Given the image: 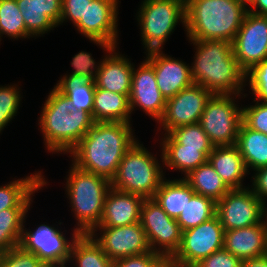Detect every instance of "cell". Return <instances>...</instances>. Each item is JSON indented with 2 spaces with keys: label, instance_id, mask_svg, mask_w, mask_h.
<instances>
[{
  "label": "cell",
  "instance_id": "obj_42",
  "mask_svg": "<svg viewBox=\"0 0 267 267\" xmlns=\"http://www.w3.org/2000/svg\"><path fill=\"white\" fill-rule=\"evenodd\" d=\"M242 262L223 248L202 259L194 267H242Z\"/></svg>",
  "mask_w": 267,
  "mask_h": 267
},
{
  "label": "cell",
  "instance_id": "obj_41",
  "mask_svg": "<svg viewBox=\"0 0 267 267\" xmlns=\"http://www.w3.org/2000/svg\"><path fill=\"white\" fill-rule=\"evenodd\" d=\"M101 61L98 63L92 57V54L85 51H80L74 55L71 61V66L74 68L69 74L81 75L86 77L88 80L94 81L96 74L99 71Z\"/></svg>",
  "mask_w": 267,
  "mask_h": 267
},
{
  "label": "cell",
  "instance_id": "obj_13",
  "mask_svg": "<svg viewBox=\"0 0 267 267\" xmlns=\"http://www.w3.org/2000/svg\"><path fill=\"white\" fill-rule=\"evenodd\" d=\"M23 226L20 244L25 250L34 253L42 262L67 264L71 247L79 233L73 228L72 237L68 240L56 224H40L35 230ZM57 226V227H56ZM27 229V230H26Z\"/></svg>",
  "mask_w": 267,
  "mask_h": 267
},
{
  "label": "cell",
  "instance_id": "obj_14",
  "mask_svg": "<svg viewBox=\"0 0 267 267\" xmlns=\"http://www.w3.org/2000/svg\"><path fill=\"white\" fill-rule=\"evenodd\" d=\"M232 49L238 66L247 73L267 59V16L246 13L233 42Z\"/></svg>",
  "mask_w": 267,
  "mask_h": 267
},
{
  "label": "cell",
  "instance_id": "obj_30",
  "mask_svg": "<svg viewBox=\"0 0 267 267\" xmlns=\"http://www.w3.org/2000/svg\"><path fill=\"white\" fill-rule=\"evenodd\" d=\"M183 178L195 193L211 198L215 202L221 200L230 190L208 161L192 170Z\"/></svg>",
  "mask_w": 267,
  "mask_h": 267
},
{
  "label": "cell",
  "instance_id": "obj_20",
  "mask_svg": "<svg viewBox=\"0 0 267 267\" xmlns=\"http://www.w3.org/2000/svg\"><path fill=\"white\" fill-rule=\"evenodd\" d=\"M144 197L113 187L108 191L98 227H121L140 222Z\"/></svg>",
  "mask_w": 267,
  "mask_h": 267
},
{
  "label": "cell",
  "instance_id": "obj_7",
  "mask_svg": "<svg viewBox=\"0 0 267 267\" xmlns=\"http://www.w3.org/2000/svg\"><path fill=\"white\" fill-rule=\"evenodd\" d=\"M140 5L136 20L146 52L162 50L179 22L185 28V0H143Z\"/></svg>",
  "mask_w": 267,
  "mask_h": 267
},
{
  "label": "cell",
  "instance_id": "obj_21",
  "mask_svg": "<svg viewBox=\"0 0 267 267\" xmlns=\"http://www.w3.org/2000/svg\"><path fill=\"white\" fill-rule=\"evenodd\" d=\"M23 16L26 33L32 38L42 37L59 26L62 0H16ZM44 34V35H43Z\"/></svg>",
  "mask_w": 267,
  "mask_h": 267
},
{
  "label": "cell",
  "instance_id": "obj_12",
  "mask_svg": "<svg viewBox=\"0 0 267 267\" xmlns=\"http://www.w3.org/2000/svg\"><path fill=\"white\" fill-rule=\"evenodd\" d=\"M216 215L224 231L249 227L267 218V206L249 187L230 189L216 202Z\"/></svg>",
  "mask_w": 267,
  "mask_h": 267
},
{
  "label": "cell",
  "instance_id": "obj_22",
  "mask_svg": "<svg viewBox=\"0 0 267 267\" xmlns=\"http://www.w3.org/2000/svg\"><path fill=\"white\" fill-rule=\"evenodd\" d=\"M223 248L242 261L265 256L267 218L262 223L225 231Z\"/></svg>",
  "mask_w": 267,
  "mask_h": 267
},
{
  "label": "cell",
  "instance_id": "obj_4",
  "mask_svg": "<svg viewBox=\"0 0 267 267\" xmlns=\"http://www.w3.org/2000/svg\"><path fill=\"white\" fill-rule=\"evenodd\" d=\"M247 12L238 0H185L187 40L232 43Z\"/></svg>",
  "mask_w": 267,
  "mask_h": 267
},
{
  "label": "cell",
  "instance_id": "obj_18",
  "mask_svg": "<svg viewBox=\"0 0 267 267\" xmlns=\"http://www.w3.org/2000/svg\"><path fill=\"white\" fill-rule=\"evenodd\" d=\"M145 54V59L153 66L157 86L166 100L194 83L189 63L172 58L162 50H152Z\"/></svg>",
  "mask_w": 267,
  "mask_h": 267
},
{
  "label": "cell",
  "instance_id": "obj_26",
  "mask_svg": "<svg viewBox=\"0 0 267 267\" xmlns=\"http://www.w3.org/2000/svg\"><path fill=\"white\" fill-rule=\"evenodd\" d=\"M94 122L131 123L129 95L95 88L93 103Z\"/></svg>",
  "mask_w": 267,
  "mask_h": 267
},
{
  "label": "cell",
  "instance_id": "obj_40",
  "mask_svg": "<svg viewBox=\"0 0 267 267\" xmlns=\"http://www.w3.org/2000/svg\"><path fill=\"white\" fill-rule=\"evenodd\" d=\"M112 267H168V261L156 252H147L113 261Z\"/></svg>",
  "mask_w": 267,
  "mask_h": 267
},
{
  "label": "cell",
  "instance_id": "obj_37",
  "mask_svg": "<svg viewBox=\"0 0 267 267\" xmlns=\"http://www.w3.org/2000/svg\"><path fill=\"white\" fill-rule=\"evenodd\" d=\"M255 101L267 102V59L253 66L245 75Z\"/></svg>",
  "mask_w": 267,
  "mask_h": 267
},
{
  "label": "cell",
  "instance_id": "obj_44",
  "mask_svg": "<svg viewBox=\"0 0 267 267\" xmlns=\"http://www.w3.org/2000/svg\"><path fill=\"white\" fill-rule=\"evenodd\" d=\"M254 171L249 188L267 206V166Z\"/></svg>",
  "mask_w": 267,
  "mask_h": 267
},
{
  "label": "cell",
  "instance_id": "obj_16",
  "mask_svg": "<svg viewBox=\"0 0 267 267\" xmlns=\"http://www.w3.org/2000/svg\"><path fill=\"white\" fill-rule=\"evenodd\" d=\"M90 235L112 261L152 251L140 222L121 227H96Z\"/></svg>",
  "mask_w": 267,
  "mask_h": 267
},
{
  "label": "cell",
  "instance_id": "obj_23",
  "mask_svg": "<svg viewBox=\"0 0 267 267\" xmlns=\"http://www.w3.org/2000/svg\"><path fill=\"white\" fill-rule=\"evenodd\" d=\"M230 189H242L248 171L236 144L214 146L207 160Z\"/></svg>",
  "mask_w": 267,
  "mask_h": 267
},
{
  "label": "cell",
  "instance_id": "obj_45",
  "mask_svg": "<svg viewBox=\"0 0 267 267\" xmlns=\"http://www.w3.org/2000/svg\"><path fill=\"white\" fill-rule=\"evenodd\" d=\"M242 267H267V254L258 258L243 260Z\"/></svg>",
  "mask_w": 267,
  "mask_h": 267
},
{
  "label": "cell",
  "instance_id": "obj_43",
  "mask_svg": "<svg viewBox=\"0 0 267 267\" xmlns=\"http://www.w3.org/2000/svg\"><path fill=\"white\" fill-rule=\"evenodd\" d=\"M92 0H62V15L60 24L68 20L75 26L81 19H84L87 5Z\"/></svg>",
  "mask_w": 267,
  "mask_h": 267
},
{
  "label": "cell",
  "instance_id": "obj_17",
  "mask_svg": "<svg viewBox=\"0 0 267 267\" xmlns=\"http://www.w3.org/2000/svg\"><path fill=\"white\" fill-rule=\"evenodd\" d=\"M135 66L132 72L129 94L131 113L136 111V107H139L158 123L165 112L166 99L157 86L153 66L146 59L139 64L138 68H135Z\"/></svg>",
  "mask_w": 267,
  "mask_h": 267
},
{
  "label": "cell",
  "instance_id": "obj_31",
  "mask_svg": "<svg viewBox=\"0 0 267 267\" xmlns=\"http://www.w3.org/2000/svg\"><path fill=\"white\" fill-rule=\"evenodd\" d=\"M67 264L76 267H112L113 261L90 234H79L71 247Z\"/></svg>",
  "mask_w": 267,
  "mask_h": 267
},
{
  "label": "cell",
  "instance_id": "obj_10",
  "mask_svg": "<svg viewBox=\"0 0 267 267\" xmlns=\"http://www.w3.org/2000/svg\"><path fill=\"white\" fill-rule=\"evenodd\" d=\"M140 224L147 234L152 252L168 261L178 250L182 238L176 219L169 217L153 198H148L141 207Z\"/></svg>",
  "mask_w": 267,
  "mask_h": 267
},
{
  "label": "cell",
  "instance_id": "obj_35",
  "mask_svg": "<svg viewBox=\"0 0 267 267\" xmlns=\"http://www.w3.org/2000/svg\"><path fill=\"white\" fill-rule=\"evenodd\" d=\"M169 134L182 148L198 149L207 158L214 148L199 123L174 128Z\"/></svg>",
  "mask_w": 267,
  "mask_h": 267
},
{
  "label": "cell",
  "instance_id": "obj_29",
  "mask_svg": "<svg viewBox=\"0 0 267 267\" xmlns=\"http://www.w3.org/2000/svg\"><path fill=\"white\" fill-rule=\"evenodd\" d=\"M236 145L251 171L267 166V135L240 125Z\"/></svg>",
  "mask_w": 267,
  "mask_h": 267
},
{
  "label": "cell",
  "instance_id": "obj_47",
  "mask_svg": "<svg viewBox=\"0 0 267 267\" xmlns=\"http://www.w3.org/2000/svg\"><path fill=\"white\" fill-rule=\"evenodd\" d=\"M240 4L248 11L257 0H238Z\"/></svg>",
  "mask_w": 267,
  "mask_h": 267
},
{
  "label": "cell",
  "instance_id": "obj_19",
  "mask_svg": "<svg viewBox=\"0 0 267 267\" xmlns=\"http://www.w3.org/2000/svg\"><path fill=\"white\" fill-rule=\"evenodd\" d=\"M117 48L119 47H113L109 52H105L106 56L104 55L94 79L95 88L129 95L134 63H131V60L124 54H120Z\"/></svg>",
  "mask_w": 267,
  "mask_h": 267
},
{
  "label": "cell",
  "instance_id": "obj_32",
  "mask_svg": "<svg viewBox=\"0 0 267 267\" xmlns=\"http://www.w3.org/2000/svg\"><path fill=\"white\" fill-rule=\"evenodd\" d=\"M28 210L30 208H8L0 211V253L20 244Z\"/></svg>",
  "mask_w": 267,
  "mask_h": 267
},
{
  "label": "cell",
  "instance_id": "obj_3",
  "mask_svg": "<svg viewBox=\"0 0 267 267\" xmlns=\"http://www.w3.org/2000/svg\"><path fill=\"white\" fill-rule=\"evenodd\" d=\"M38 125L47 152L69 154L94 124L92 116L75 110L70 100L55 87L46 97Z\"/></svg>",
  "mask_w": 267,
  "mask_h": 267
},
{
  "label": "cell",
  "instance_id": "obj_24",
  "mask_svg": "<svg viewBox=\"0 0 267 267\" xmlns=\"http://www.w3.org/2000/svg\"><path fill=\"white\" fill-rule=\"evenodd\" d=\"M0 186V211L8 208H30L35 192L47 185L42 171L30 173ZM34 194V195H33Z\"/></svg>",
  "mask_w": 267,
  "mask_h": 267
},
{
  "label": "cell",
  "instance_id": "obj_36",
  "mask_svg": "<svg viewBox=\"0 0 267 267\" xmlns=\"http://www.w3.org/2000/svg\"><path fill=\"white\" fill-rule=\"evenodd\" d=\"M19 85L0 86V134L16 116L22 101Z\"/></svg>",
  "mask_w": 267,
  "mask_h": 267
},
{
  "label": "cell",
  "instance_id": "obj_2",
  "mask_svg": "<svg viewBox=\"0 0 267 267\" xmlns=\"http://www.w3.org/2000/svg\"><path fill=\"white\" fill-rule=\"evenodd\" d=\"M189 43L196 50L190 66L195 84L213 95H244L246 73L238 66L232 43L226 40H189Z\"/></svg>",
  "mask_w": 267,
  "mask_h": 267
},
{
  "label": "cell",
  "instance_id": "obj_25",
  "mask_svg": "<svg viewBox=\"0 0 267 267\" xmlns=\"http://www.w3.org/2000/svg\"><path fill=\"white\" fill-rule=\"evenodd\" d=\"M160 139V148L163 156V168L179 170L181 174L188 175L192 170L207 162L208 158L198 149L182 148L169 133L163 134Z\"/></svg>",
  "mask_w": 267,
  "mask_h": 267
},
{
  "label": "cell",
  "instance_id": "obj_15",
  "mask_svg": "<svg viewBox=\"0 0 267 267\" xmlns=\"http://www.w3.org/2000/svg\"><path fill=\"white\" fill-rule=\"evenodd\" d=\"M213 94L199 84L193 83L174 97L166 100L163 117L159 120L158 130L163 135L177 127L199 123L207 102ZM162 128V129H161Z\"/></svg>",
  "mask_w": 267,
  "mask_h": 267
},
{
  "label": "cell",
  "instance_id": "obj_34",
  "mask_svg": "<svg viewBox=\"0 0 267 267\" xmlns=\"http://www.w3.org/2000/svg\"><path fill=\"white\" fill-rule=\"evenodd\" d=\"M3 35L13 40L31 38L16 0H0V41Z\"/></svg>",
  "mask_w": 267,
  "mask_h": 267
},
{
  "label": "cell",
  "instance_id": "obj_38",
  "mask_svg": "<svg viewBox=\"0 0 267 267\" xmlns=\"http://www.w3.org/2000/svg\"><path fill=\"white\" fill-rule=\"evenodd\" d=\"M42 261L21 245L0 253V267H38Z\"/></svg>",
  "mask_w": 267,
  "mask_h": 267
},
{
  "label": "cell",
  "instance_id": "obj_5",
  "mask_svg": "<svg viewBox=\"0 0 267 267\" xmlns=\"http://www.w3.org/2000/svg\"><path fill=\"white\" fill-rule=\"evenodd\" d=\"M70 166L64 188L70 203V210L77 221L74 229L79 234H90L99 226L111 181L82 170L73 163Z\"/></svg>",
  "mask_w": 267,
  "mask_h": 267
},
{
  "label": "cell",
  "instance_id": "obj_8",
  "mask_svg": "<svg viewBox=\"0 0 267 267\" xmlns=\"http://www.w3.org/2000/svg\"><path fill=\"white\" fill-rule=\"evenodd\" d=\"M246 95H212L207 102L199 124L214 146L236 144L243 122L242 105L236 99Z\"/></svg>",
  "mask_w": 267,
  "mask_h": 267
},
{
  "label": "cell",
  "instance_id": "obj_9",
  "mask_svg": "<svg viewBox=\"0 0 267 267\" xmlns=\"http://www.w3.org/2000/svg\"><path fill=\"white\" fill-rule=\"evenodd\" d=\"M224 233L217 215L194 228L182 231L180 246L168 260V266L194 267L202 259L223 249Z\"/></svg>",
  "mask_w": 267,
  "mask_h": 267
},
{
  "label": "cell",
  "instance_id": "obj_28",
  "mask_svg": "<svg viewBox=\"0 0 267 267\" xmlns=\"http://www.w3.org/2000/svg\"><path fill=\"white\" fill-rule=\"evenodd\" d=\"M54 87L70 100L75 110L88 112L93 118L94 81L81 75L66 73Z\"/></svg>",
  "mask_w": 267,
  "mask_h": 267
},
{
  "label": "cell",
  "instance_id": "obj_33",
  "mask_svg": "<svg viewBox=\"0 0 267 267\" xmlns=\"http://www.w3.org/2000/svg\"><path fill=\"white\" fill-rule=\"evenodd\" d=\"M216 215V202L195 193L176 219L182 231L194 228Z\"/></svg>",
  "mask_w": 267,
  "mask_h": 267
},
{
  "label": "cell",
  "instance_id": "obj_1",
  "mask_svg": "<svg viewBox=\"0 0 267 267\" xmlns=\"http://www.w3.org/2000/svg\"><path fill=\"white\" fill-rule=\"evenodd\" d=\"M133 132L132 125L125 122H94L69 152L71 162L111 181L126 151L137 142Z\"/></svg>",
  "mask_w": 267,
  "mask_h": 267
},
{
  "label": "cell",
  "instance_id": "obj_6",
  "mask_svg": "<svg viewBox=\"0 0 267 267\" xmlns=\"http://www.w3.org/2000/svg\"><path fill=\"white\" fill-rule=\"evenodd\" d=\"M137 140L125 153L118 165L117 172L111 180V187L145 199L153 198L165 178L162 152L160 158L153 155ZM159 161V162H158ZM162 162V165L161 163ZM163 170L165 172L163 173Z\"/></svg>",
  "mask_w": 267,
  "mask_h": 267
},
{
  "label": "cell",
  "instance_id": "obj_27",
  "mask_svg": "<svg viewBox=\"0 0 267 267\" xmlns=\"http://www.w3.org/2000/svg\"><path fill=\"white\" fill-rule=\"evenodd\" d=\"M195 194L192 187L182 177L180 179H163L153 199L171 218L177 219L184 210L187 200Z\"/></svg>",
  "mask_w": 267,
  "mask_h": 267
},
{
  "label": "cell",
  "instance_id": "obj_39",
  "mask_svg": "<svg viewBox=\"0 0 267 267\" xmlns=\"http://www.w3.org/2000/svg\"><path fill=\"white\" fill-rule=\"evenodd\" d=\"M242 107V121L250 129L267 135V102Z\"/></svg>",
  "mask_w": 267,
  "mask_h": 267
},
{
  "label": "cell",
  "instance_id": "obj_48",
  "mask_svg": "<svg viewBox=\"0 0 267 267\" xmlns=\"http://www.w3.org/2000/svg\"><path fill=\"white\" fill-rule=\"evenodd\" d=\"M67 264L64 263H47L42 262L38 267H66Z\"/></svg>",
  "mask_w": 267,
  "mask_h": 267
},
{
  "label": "cell",
  "instance_id": "obj_11",
  "mask_svg": "<svg viewBox=\"0 0 267 267\" xmlns=\"http://www.w3.org/2000/svg\"><path fill=\"white\" fill-rule=\"evenodd\" d=\"M118 0H92L86 7L84 19L74 27L79 34L109 52L118 43Z\"/></svg>",
  "mask_w": 267,
  "mask_h": 267
},
{
  "label": "cell",
  "instance_id": "obj_46",
  "mask_svg": "<svg viewBox=\"0 0 267 267\" xmlns=\"http://www.w3.org/2000/svg\"><path fill=\"white\" fill-rule=\"evenodd\" d=\"M248 11L256 15L267 16V0H257Z\"/></svg>",
  "mask_w": 267,
  "mask_h": 267
}]
</instances>
